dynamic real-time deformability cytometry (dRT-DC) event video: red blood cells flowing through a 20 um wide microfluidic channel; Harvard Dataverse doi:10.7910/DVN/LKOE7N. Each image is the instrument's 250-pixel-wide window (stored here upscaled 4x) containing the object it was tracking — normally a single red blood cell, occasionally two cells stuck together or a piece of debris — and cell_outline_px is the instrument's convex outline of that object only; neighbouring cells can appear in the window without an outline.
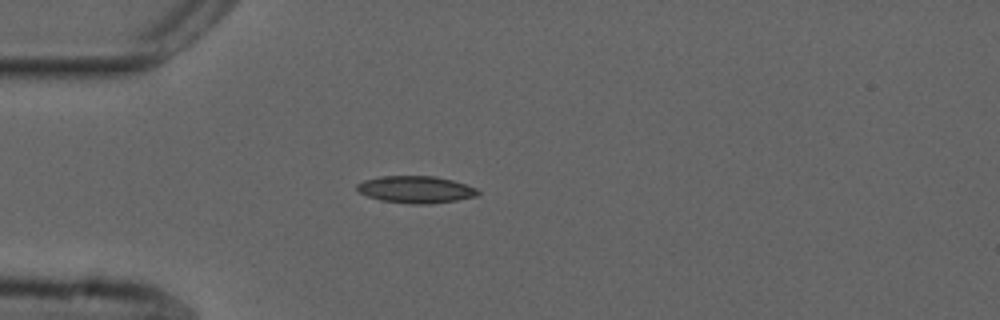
{"species": "common noctule bat (a hibernating species)", "species_latin": "Nyctalus noctula", "temperature_condition": "cold", "stored_images_in_passage": 23, "camera_frame_rate_fps": 3000, "um_per_image_px": 0.085, "animal": {"sex": "male", "forearm_length_mm": 52.5}, "frame": {"image": 1, "passage_image": 1, "time_ms": 0.0, "image_size_px": [1000, 320], "cell_outline_px": [[480, 192], [476, 196], [456, 200], [424, 204], [408, 204], [380, 200], [368, 196], [360, 192], [356, 188], [356, 184], [364, 180], [384, 176], [432, 176], [452, 180], [476, 188]], "centroid_in_image_um": [35.32, 16.11], "position_along_channel_um": 49.7, "area_um2": 18.84}}
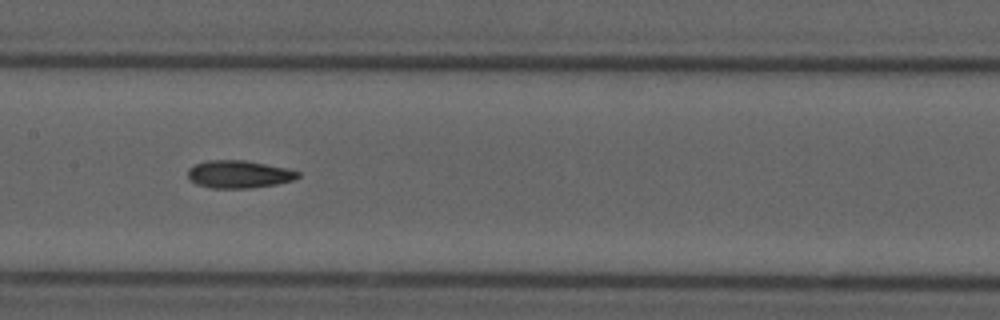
{"frame": {"image": 2, "passage_image": 13, "time_ms": 4.0, "image_size_px": [1000, 320], "cell_outline_px": [[300, 176], [292, 180], [276, 184], [248, 188], [212, 188], [196, 184], [188, 176], [188, 168], [196, 164], [208, 160], [244, 160], [288, 168], [300, 172]], "centroid_in_image_um": [20.31, 14.8], "position_along_channel_um": 187.1, "area_um2": 17.63}}
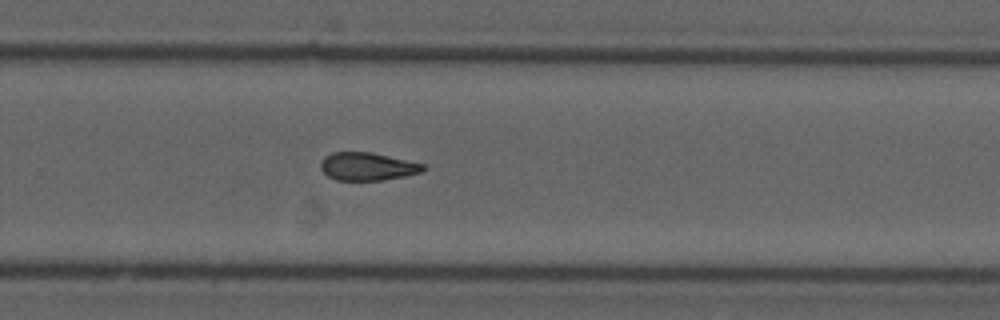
{"frame": {"image": 3, "passage_image": 22, "time_ms": 7.0, "image_size_px": [1000, 320], "cell_outline_px": [[428, 168], [424, 172], [404, 176], [380, 180], [336, 180], [328, 176], [320, 168], [320, 164], [324, 156], [332, 152], [372, 152], [424, 164]], "centroid_in_image_um": [31.25, 14.14], "position_along_channel_um": 298.6, "area_um2": 16.76}}